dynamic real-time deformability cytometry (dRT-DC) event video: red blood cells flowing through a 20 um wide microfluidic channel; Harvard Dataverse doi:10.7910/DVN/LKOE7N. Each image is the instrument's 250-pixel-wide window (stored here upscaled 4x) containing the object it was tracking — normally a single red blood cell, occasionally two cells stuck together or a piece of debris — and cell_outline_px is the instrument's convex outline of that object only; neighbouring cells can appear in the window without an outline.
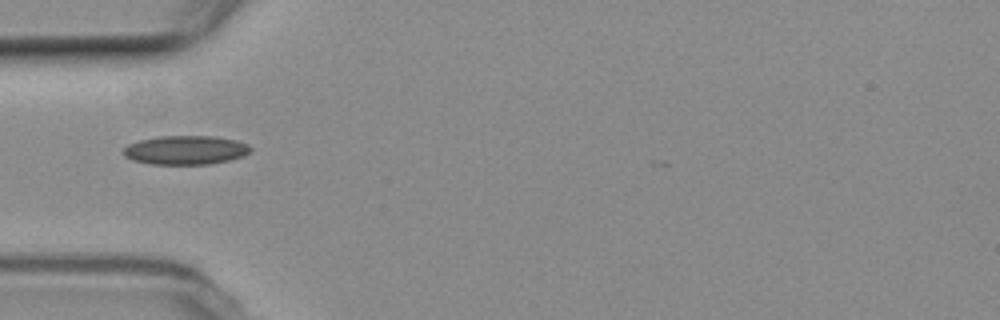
{"species": "common noctule bat (a hibernating species)", "species_latin": "Nyctalus noctula", "temperature_condition": "room temperature", "stored_images_in_passage": 1, "camera_frame_rate_fps": 3000, "um_per_image_px": 0.085, "animal": {"sex": "female", "body_mass_g": 19.3, "forearm_length_mm": 54.1}, "frame": {"image": 1, "passage_image": 1, "time_ms": 0.0, "image_size_px": [1000, 320], "cell_outline_px": [[252, 148], [244, 156], [212, 164], [152, 164], [132, 160], [124, 156], [124, 148], [128, 144], [140, 140], [156, 136], [216, 136], [236, 140], [248, 144]], "centroid_in_image_um": [15.78, 12.75], "position_along_channel_um": 69.2, "area_um2": 21.5}}